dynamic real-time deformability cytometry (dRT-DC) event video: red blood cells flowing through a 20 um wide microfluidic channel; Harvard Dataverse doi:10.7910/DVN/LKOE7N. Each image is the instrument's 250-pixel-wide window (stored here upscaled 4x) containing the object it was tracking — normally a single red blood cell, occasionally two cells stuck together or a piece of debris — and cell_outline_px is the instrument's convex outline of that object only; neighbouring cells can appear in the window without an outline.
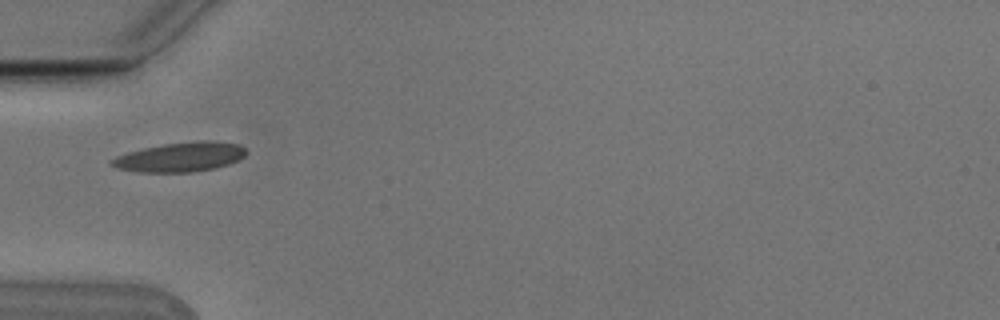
{"species": "Egyptian fruit bat (a non-hibernating species)", "species_latin": "Rousettus aegyptiacus", "temperature_condition": "cold", "stored_images_in_passage": 7, "camera_frame_rate_fps": 3000, "um_per_image_px": 0.085, "animal": {"sex": "male"}, "frame": {"image": 1, "passage_image": 5, "time_ms": 1.333, "image_size_px": [1000, 320], "cell_outline_px": [[248, 152], [244, 156], [228, 164], [212, 168], [192, 172], [140, 172], [116, 168], [108, 164], [108, 160], [116, 156], [128, 152], [144, 148], [164, 144], [200, 140], [212, 140], [240, 144]], "centroid_in_image_um": [15.29, 13.34], "position_along_channel_um": 69.7, "area_um2": 23.12}}